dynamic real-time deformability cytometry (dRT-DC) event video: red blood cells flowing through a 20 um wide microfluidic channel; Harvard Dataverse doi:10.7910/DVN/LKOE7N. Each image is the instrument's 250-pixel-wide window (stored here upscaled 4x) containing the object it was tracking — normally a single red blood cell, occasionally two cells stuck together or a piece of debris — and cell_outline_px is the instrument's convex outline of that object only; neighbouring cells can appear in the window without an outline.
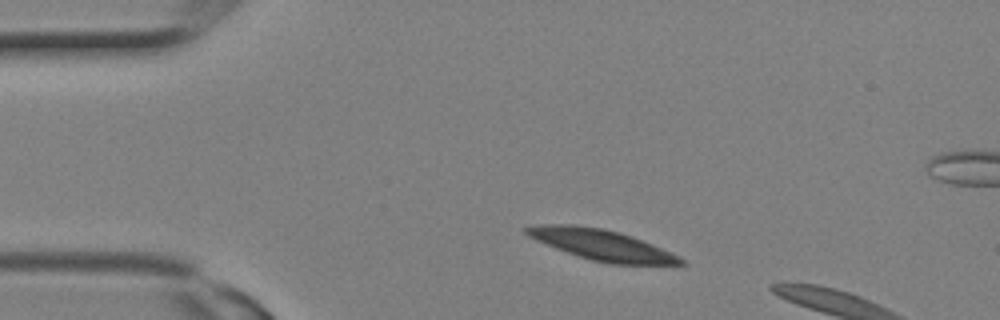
{"species": "Egyptian fruit bat (a non-hibernating species)", "species_latin": "Rousettus aegyptiacus", "temperature_condition": "room temperature", "stored_images_in_passage": 4, "camera_frame_rate_fps": 3000, "um_per_image_px": 0.085, "animal": {"sex": "female"}, "frame": {"image": 1, "passage_image": 1, "time_ms": 0.0, "image_size_px": [1000, 320], "cell_outline_px": [[688, 264], [612, 264], [592, 260], [556, 248], [536, 240], [528, 236], [524, 232], [524, 228], [540, 224], [572, 224], [600, 228], [620, 232], [632, 236], [652, 244], [680, 256]], "centroid_in_image_um": [51.15, 20.8], "position_along_channel_um": 33.9, "area_um2": 27.22}}
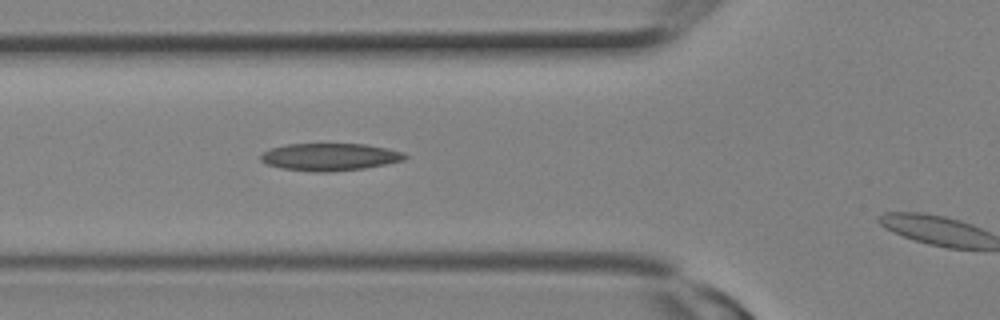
{"frame": {"image": 2, "passage_image": 4, "time_ms": 1.0, "image_size_px": [1000, 320], "cell_outline_px": [[408, 156], [404, 160], [364, 168], [328, 172], [316, 172], [280, 168], [268, 164], [260, 160], [260, 156], [264, 152], [272, 148], [284, 144], [364, 144], [388, 148], [404, 152]], "centroid_in_image_um": [28.04, 13.33], "position_along_channel_um": 97.8, "area_um2": 22.95}}